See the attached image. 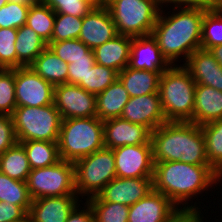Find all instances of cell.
Listing matches in <instances>:
<instances>
[{
    "label": "cell",
    "instance_id": "obj_1",
    "mask_svg": "<svg viewBox=\"0 0 222 222\" xmlns=\"http://www.w3.org/2000/svg\"><path fill=\"white\" fill-rule=\"evenodd\" d=\"M204 14L205 10L202 9L182 7L164 17L163 8L160 10L151 34L171 65L181 55L186 62L191 54L201 49Z\"/></svg>",
    "mask_w": 222,
    "mask_h": 222
},
{
    "label": "cell",
    "instance_id": "obj_2",
    "mask_svg": "<svg viewBox=\"0 0 222 222\" xmlns=\"http://www.w3.org/2000/svg\"><path fill=\"white\" fill-rule=\"evenodd\" d=\"M154 162L179 161L210 165L201 126L191 122H166L150 135Z\"/></svg>",
    "mask_w": 222,
    "mask_h": 222
},
{
    "label": "cell",
    "instance_id": "obj_3",
    "mask_svg": "<svg viewBox=\"0 0 222 222\" xmlns=\"http://www.w3.org/2000/svg\"><path fill=\"white\" fill-rule=\"evenodd\" d=\"M154 163L153 190L167 196L177 207L180 203L186 207L189 198L218 184L216 171L210 165L179 161Z\"/></svg>",
    "mask_w": 222,
    "mask_h": 222
},
{
    "label": "cell",
    "instance_id": "obj_4",
    "mask_svg": "<svg viewBox=\"0 0 222 222\" xmlns=\"http://www.w3.org/2000/svg\"><path fill=\"white\" fill-rule=\"evenodd\" d=\"M171 65L159 81V94L167 122H190L193 118L196 82L184 66Z\"/></svg>",
    "mask_w": 222,
    "mask_h": 222
},
{
    "label": "cell",
    "instance_id": "obj_5",
    "mask_svg": "<svg viewBox=\"0 0 222 222\" xmlns=\"http://www.w3.org/2000/svg\"><path fill=\"white\" fill-rule=\"evenodd\" d=\"M58 149L60 159L76 162L104 148L103 121L96 116L62 120Z\"/></svg>",
    "mask_w": 222,
    "mask_h": 222
},
{
    "label": "cell",
    "instance_id": "obj_6",
    "mask_svg": "<svg viewBox=\"0 0 222 222\" xmlns=\"http://www.w3.org/2000/svg\"><path fill=\"white\" fill-rule=\"evenodd\" d=\"M118 34L131 37L152 33L160 13V0H104Z\"/></svg>",
    "mask_w": 222,
    "mask_h": 222
},
{
    "label": "cell",
    "instance_id": "obj_7",
    "mask_svg": "<svg viewBox=\"0 0 222 222\" xmlns=\"http://www.w3.org/2000/svg\"><path fill=\"white\" fill-rule=\"evenodd\" d=\"M11 117L18 142L58 141L63 119L54 103L42 107H16Z\"/></svg>",
    "mask_w": 222,
    "mask_h": 222
},
{
    "label": "cell",
    "instance_id": "obj_8",
    "mask_svg": "<svg viewBox=\"0 0 222 222\" xmlns=\"http://www.w3.org/2000/svg\"><path fill=\"white\" fill-rule=\"evenodd\" d=\"M75 190L77 196H96L116 178L112 149L103 148L74 162ZM83 194V195H82ZM92 194V195H91Z\"/></svg>",
    "mask_w": 222,
    "mask_h": 222
},
{
    "label": "cell",
    "instance_id": "obj_9",
    "mask_svg": "<svg viewBox=\"0 0 222 222\" xmlns=\"http://www.w3.org/2000/svg\"><path fill=\"white\" fill-rule=\"evenodd\" d=\"M26 182L32 200L43 197L77 195L74 163L70 161L60 160L49 167L32 169Z\"/></svg>",
    "mask_w": 222,
    "mask_h": 222
},
{
    "label": "cell",
    "instance_id": "obj_10",
    "mask_svg": "<svg viewBox=\"0 0 222 222\" xmlns=\"http://www.w3.org/2000/svg\"><path fill=\"white\" fill-rule=\"evenodd\" d=\"M17 107H42L54 103V86L28 67L15 68Z\"/></svg>",
    "mask_w": 222,
    "mask_h": 222
},
{
    "label": "cell",
    "instance_id": "obj_11",
    "mask_svg": "<svg viewBox=\"0 0 222 222\" xmlns=\"http://www.w3.org/2000/svg\"><path fill=\"white\" fill-rule=\"evenodd\" d=\"M54 104L62 119L90 118L96 116V95L79 85L60 84L54 86Z\"/></svg>",
    "mask_w": 222,
    "mask_h": 222
},
{
    "label": "cell",
    "instance_id": "obj_12",
    "mask_svg": "<svg viewBox=\"0 0 222 222\" xmlns=\"http://www.w3.org/2000/svg\"><path fill=\"white\" fill-rule=\"evenodd\" d=\"M112 150L115 159L116 177H153L155 163L151 144L125 145Z\"/></svg>",
    "mask_w": 222,
    "mask_h": 222
},
{
    "label": "cell",
    "instance_id": "obj_13",
    "mask_svg": "<svg viewBox=\"0 0 222 222\" xmlns=\"http://www.w3.org/2000/svg\"><path fill=\"white\" fill-rule=\"evenodd\" d=\"M118 32L107 6L102 2L97 4L82 18V26L78 39L91 50L111 40Z\"/></svg>",
    "mask_w": 222,
    "mask_h": 222
},
{
    "label": "cell",
    "instance_id": "obj_14",
    "mask_svg": "<svg viewBox=\"0 0 222 222\" xmlns=\"http://www.w3.org/2000/svg\"><path fill=\"white\" fill-rule=\"evenodd\" d=\"M120 117L131 123L145 126L150 132L167 122L159 92L130 97Z\"/></svg>",
    "mask_w": 222,
    "mask_h": 222
},
{
    "label": "cell",
    "instance_id": "obj_15",
    "mask_svg": "<svg viewBox=\"0 0 222 222\" xmlns=\"http://www.w3.org/2000/svg\"><path fill=\"white\" fill-rule=\"evenodd\" d=\"M153 190V177L119 178L110 181L96 197L103 202L131 206Z\"/></svg>",
    "mask_w": 222,
    "mask_h": 222
},
{
    "label": "cell",
    "instance_id": "obj_16",
    "mask_svg": "<svg viewBox=\"0 0 222 222\" xmlns=\"http://www.w3.org/2000/svg\"><path fill=\"white\" fill-rule=\"evenodd\" d=\"M104 148L151 144V132L142 125L134 124L121 117L103 121Z\"/></svg>",
    "mask_w": 222,
    "mask_h": 222
},
{
    "label": "cell",
    "instance_id": "obj_17",
    "mask_svg": "<svg viewBox=\"0 0 222 222\" xmlns=\"http://www.w3.org/2000/svg\"><path fill=\"white\" fill-rule=\"evenodd\" d=\"M170 66L152 34L132 38L128 67L163 73Z\"/></svg>",
    "mask_w": 222,
    "mask_h": 222
},
{
    "label": "cell",
    "instance_id": "obj_18",
    "mask_svg": "<svg viewBox=\"0 0 222 222\" xmlns=\"http://www.w3.org/2000/svg\"><path fill=\"white\" fill-rule=\"evenodd\" d=\"M78 201L77 195L38 198L32 200L28 217L32 222H65Z\"/></svg>",
    "mask_w": 222,
    "mask_h": 222
},
{
    "label": "cell",
    "instance_id": "obj_19",
    "mask_svg": "<svg viewBox=\"0 0 222 222\" xmlns=\"http://www.w3.org/2000/svg\"><path fill=\"white\" fill-rule=\"evenodd\" d=\"M176 207L167 196L152 190L129 206L128 222H163Z\"/></svg>",
    "mask_w": 222,
    "mask_h": 222
},
{
    "label": "cell",
    "instance_id": "obj_20",
    "mask_svg": "<svg viewBox=\"0 0 222 222\" xmlns=\"http://www.w3.org/2000/svg\"><path fill=\"white\" fill-rule=\"evenodd\" d=\"M183 66L189 71L196 84L222 91V67L209 50H196Z\"/></svg>",
    "mask_w": 222,
    "mask_h": 222
},
{
    "label": "cell",
    "instance_id": "obj_21",
    "mask_svg": "<svg viewBox=\"0 0 222 222\" xmlns=\"http://www.w3.org/2000/svg\"><path fill=\"white\" fill-rule=\"evenodd\" d=\"M131 36L118 34L104 44L97 46L94 51L95 63L112 68L118 73L129 63Z\"/></svg>",
    "mask_w": 222,
    "mask_h": 222
},
{
    "label": "cell",
    "instance_id": "obj_22",
    "mask_svg": "<svg viewBox=\"0 0 222 222\" xmlns=\"http://www.w3.org/2000/svg\"><path fill=\"white\" fill-rule=\"evenodd\" d=\"M222 118V91L196 84L193 118L199 126Z\"/></svg>",
    "mask_w": 222,
    "mask_h": 222
},
{
    "label": "cell",
    "instance_id": "obj_23",
    "mask_svg": "<svg viewBox=\"0 0 222 222\" xmlns=\"http://www.w3.org/2000/svg\"><path fill=\"white\" fill-rule=\"evenodd\" d=\"M161 75L162 72L135 70L127 66L118 73V79L130 97H138L159 92Z\"/></svg>",
    "mask_w": 222,
    "mask_h": 222
},
{
    "label": "cell",
    "instance_id": "obj_24",
    "mask_svg": "<svg viewBox=\"0 0 222 222\" xmlns=\"http://www.w3.org/2000/svg\"><path fill=\"white\" fill-rule=\"evenodd\" d=\"M129 98L124 85L117 79L103 92L96 95V117L102 121L120 117Z\"/></svg>",
    "mask_w": 222,
    "mask_h": 222
},
{
    "label": "cell",
    "instance_id": "obj_25",
    "mask_svg": "<svg viewBox=\"0 0 222 222\" xmlns=\"http://www.w3.org/2000/svg\"><path fill=\"white\" fill-rule=\"evenodd\" d=\"M48 44L29 26L17 29L16 68L28 67L42 53Z\"/></svg>",
    "mask_w": 222,
    "mask_h": 222
},
{
    "label": "cell",
    "instance_id": "obj_26",
    "mask_svg": "<svg viewBox=\"0 0 222 222\" xmlns=\"http://www.w3.org/2000/svg\"><path fill=\"white\" fill-rule=\"evenodd\" d=\"M29 67L53 86L68 84V63L57 57L48 46Z\"/></svg>",
    "mask_w": 222,
    "mask_h": 222
},
{
    "label": "cell",
    "instance_id": "obj_27",
    "mask_svg": "<svg viewBox=\"0 0 222 222\" xmlns=\"http://www.w3.org/2000/svg\"><path fill=\"white\" fill-rule=\"evenodd\" d=\"M31 170L24 147L19 142L0 155V172L14 180L26 182Z\"/></svg>",
    "mask_w": 222,
    "mask_h": 222
},
{
    "label": "cell",
    "instance_id": "obj_28",
    "mask_svg": "<svg viewBox=\"0 0 222 222\" xmlns=\"http://www.w3.org/2000/svg\"><path fill=\"white\" fill-rule=\"evenodd\" d=\"M19 143L24 147L31 169L49 167L61 160L57 142L33 140Z\"/></svg>",
    "mask_w": 222,
    "mask_h": 222
},
{
    "label": "cell",
    "instance_id": "obj_29",
    "mask_svg": "<svg viewBox=\"0 0 222 222\" xmlns=\"http://www.w3.org/2000/svg\"><path fill=\"white\" fill-rule=\"evenodd\" d=\"M56 13L40 0L29 8L26 25L31 27L47 44L51 42Z\"/></svg>",
    "mask_w": 222,
    "mask_h": 222
},
{
    "label": "cell",
    "instance_id": "obj_30",
    "mask_svg": "<svg viewBox=\"0 0 222 222\" xmlns=\"http://www.w3.org/2000/svg\"><path fill=\"white\" fill-rule=\"evenodd\" d=\"M201 129L208 162L217 171L222 167V118L201 125Z\"/></svg>",
    "mask_w": 222,
    "mask_h": 222
},
{
    "label": "cell",
    "instance_id": "obj_31",
    "mask_svg": "<svg viewBox=\"0 0 222 222\" xmlns=\"http://www.w3.org/2000/svg\"><path fill=\"white\" fill-rule=\"evenodd\" d=\"M0 201L19 205L29 212L32 199L27 182L14 180L0 172Z\"/></svg>",
    "mask_w": 222,
    "mask_h": 222
},
{
    "label": "cell",
    "instance_id": "obj_32",
    "mask_svg": "<svg viewBox=\"0 0 222 222\" xmlns=\"http://www.w3.org/2000/svg\"><path fill=\"white\" fill-rule=\"evenodd\" d=\"M86 199L94 213V222H128L129 206L103 202L96 196Z\"/></svg>",
    "mask_w": 222,
    "mask_h": 222
},
{
    "label": "cell",
    "instance_id": "obj_33",
    "mask_svg": "<svg viewBox=\"0 0 222 222\" xmlns=\"http://www.w3.org/2000/svg\"><path fill=\"white\" fill-rule=\"evenodd\" d=\"M222 45V8L205 11L202 24L201 49Z\"/></svg>",
    "mask_w": 222,
    "mask_h": 222
},
{
    "label": "cell",
    "instance_id": "obj_34",
    "mask_svg": "<svg viewBox=\"0 0 222 222\" xmlns=\"http://www.w3.org/2000/svg\"><path fill=\"white\" fill-rule=\"evenodd\" d=\"M48 47L57 57L68 64L78 58H95L94 51L79 39L50 42Z\"/></svg>",
    "mask_w": 222,
    "mask_h": 222
},
{
    "label": "cell",
    "instance_id": "obj_35",
    "mask_svg": "<svg viewBox=\"0 0 222 222\" xmlns=\"http://www.w3.org/2000/svg\"><path fill=\"white\" fill-rule=\"evenodd\" d=\"M118 79V72L95 63L86 75V91L98 95Z\"/></svg>",
    "mask_w": 222,
    "mask_h": 222
},
{
    "label": "cell",
    "instance_id": "obj_36",
    "mask_svg": "<svg viewBox=\"0 0 222 222\" xmlns=\"http://www.w3.org/2000/svg\"><path fill=\"white\" fill-rule=\"evenodd\" d=\"M16 107L15 68H0V114L11 116Z\"/></svg>",
    "mask_w": 222,
    "mask_h": 222
},
{
    "label": "cell",
    "instance_id": "obj_37",
    "mask_svg": "<svg viewBox=\"0 0 222 222\" xmlns=\"http://www.w3.org/2000/svg\"><path fill=\"white\" fill-rule=\"evenodd\" d=\"M56 14H67L83 18L104 0H42Z\"/></svg>",
    "mask_w": 222,
    "mask_h": 222
},
{
    "label": "cell",
    "instance_id": "obj_38",
    "mask_svg": "<svg viewBox=\"0 0 222 222\" xmlns=\"http://www.w3.org/2000/svg\"><path fill=\"white\" fill-rule=\"evenodd\" d=\"M82 18L67 14H56L51 42L78 39Z\"/></svg>",
    "mask_w": 222,
    "mask_h": 222
},
{
    "label": "cell",
    "instance_id": "obj_39",
    "mask_svg": "<svg viewBox=\"0 0 222 222\" xmlns=\"http://www.w3.org/2000/svg\"><path fill=\"white\" fill-rule=\"evenodd\" d=\"M17 29L0 28V68H16Z\"/></svg>",
    "mask_w": 222,
    "mask_h": 222
},
{
    "label": "cell",
    "instance_id": "obj_40",
    "mask_svg": "<svg viewBox=\"0 0 222 222\" xmlns=\"http://www.w3.org/2000/svg\"><path fill=\"white\" fill-rule=\"evenodd\" d=\"M29 6L7 2L0 8V28L18 29L27 21Z\"/></svg>",
    "mask_w": 222,
    "mask_h": 222
},
{
    "label": "cell",
    "instance_id": "obj_41",
    "mask_svg": "<svg viewBox=\"0 0 222 222\" xmlns=\"http://www.w3.org/2000/svg\"><path fill=\"white\" fill-rule=\"evenodd\" d=\"M95 64V58H78L68 64V84L79 85L86 90V75Z\"/></svg>",
    "mask_w": 222,
    "mask_h": 222
},
{
    "label": "cell",
    "instance_id": "obj_42",
    "mask_svg": "<svg viewBox=\"0 0 222 222\" xmlns=\"http://www.w3.org/2000/svg\"><path fill=\"white\" fill-rule=\"evenodd\" d=\"M17 142L12 117L7 114H0V155Z\"/></svg>",
    "mask_w": 222,
    "mask_h": 222
},
{
    "label": "cell",
    "instance_id": "obj_43",
    "mask_svg": "<svg viewBox=\"0 0 222 222\" xmlns=\"http://www.w3.org/2000/svg\"><path fill=\"white\" fill-rule=\"evenodd\" d=\"M197 205L186 207H176L173 212L163 222H203L200 216V208Z\"/></svg>",
    "mask_w": 222,
    "mask_h": 222
},
{
    "label": "cell",
    "instance_id": "obj_44",
    "mask_svg": "<svg viewBox=\"0 0 222 222\" xmlns=\"http://www.w3.org/2000/svg\"><path fill=\"white\" fill-rule=\"evenodd\" d=\"M28 217V212L16 204L0 201V222H20Z\"/></svg>",
    "mask_w": 222,
    "mask_h": 222
},
{
    "label": "cell",
    "instance_id": "obj_45",
    "mask_svg": "<svg viewBox=\"0 0 222 222\" xmlns=\"http://www.w3.org/2000/svg\"><path fill=\"white\" fill-rule=\"evenodd\" d=\"M166 3H174L176 6H174L173 10L180 7L182 8L181 5H183V8H197L205 11L219 7V0H160L162 7Z\"/></svg>",
    "mask_w": 222,
    "mask_h": 222
},
{
    "label": "cell",
    "instance_id": "obj_46",
    "mask_svg": "<svg viewBox=\"0 0 222 222\" xmlns=\"http://www.w3.org/2000/svg\"><path fill=\"white\" fill-rule=\"evenodd\" d=\"M84 209L80 210V204H77L70 212L65 222H94V213L90 204L86 201ZM87 206V207H86ZM86 208V209H85Z\"/></svg>",
    "mask_w": 222,
    "mask_h": 222
},
{
    "label": "cell",
    "instance_id": "obj_47",
    "mask_svg": "<svg viewBox=\"0 0 222 222\" xmlns=\"http://www.w3.org/2000/svg\"><path fill=\"white\" fill-rule=\"evenodd\" d=\"M209 51L222 67V45L214 46L210 48Z\"/></svg>",
    "mask_w": 222,
    "mask_h": 222
},
{
    "label": "cell",
    "instance_id": "obj_48",
    "mask_svg": "<svg viewBox=\"0 0 222 222\" xmlns=\"http://www.w3.org/2000/svg\"><path fill=\"white\" fill-rule=\"evenodd\" d=\"M40 0H9V2L24 4L29 7L36 5Z\"/></svg>",
    "mask_w": 222,
    "mask_h": 222
},
{
    "label": "cell",
    "instance_id": "obj_49",
    "mask_svg": "<svg viewBox=\"0 0 222 222\" xmlns=\"http://www.w3.org/2000/svg\"><path fill=\"white\" fill-rule=\"evenodd\" d=\"M216 177H217V181L218 183L220 182L219 180L222 179V167L216 171Z\"/></svg>",
    "mask_w": 222,
    "mask_h": 222
},
{
    "label": "cell",
    "instance_id": "obj_50",
    "mask_svg": "<svg viewBox=\"0 0 222 222\" xmlns=\"http://www.w3.org/2000/svg\"><path fill=\"white\" fill-rule=\"evenodd\" d=\"M9 0H0V8L4 6Z\"/></svg>",
    "mask_w": 222,
    "mask_h": 222
},
{
    "label": "cell",
    "instance_id": "obj_51",
    "mask_svg": "<svg viewBox=\"0 0 222 222\" xmlns=\"http://www.w3.org/2000/svg\"><path fill=\"white\" fill-rule=\"evenodd\" d=\"M20 222H32V221L29 217H26L23 221H20Z\"/></svg>",
    "mask_w": 222,
    "mask_h": 222
},
{
    "label": "cell",
    "instance_id": "obj_52",
    "mask_svg": "<svg viewBox=\"0 0 222 222\" xmlns=\"http://www.w3.org/2000/svg\"><path fill=\"white\" fill-rule=\"evenodd\" d=\"M219 7L222 8V0H219Z\"/></svg>",
    "mask_w": 222,
    "mask_h": 222
}]
</instances>
